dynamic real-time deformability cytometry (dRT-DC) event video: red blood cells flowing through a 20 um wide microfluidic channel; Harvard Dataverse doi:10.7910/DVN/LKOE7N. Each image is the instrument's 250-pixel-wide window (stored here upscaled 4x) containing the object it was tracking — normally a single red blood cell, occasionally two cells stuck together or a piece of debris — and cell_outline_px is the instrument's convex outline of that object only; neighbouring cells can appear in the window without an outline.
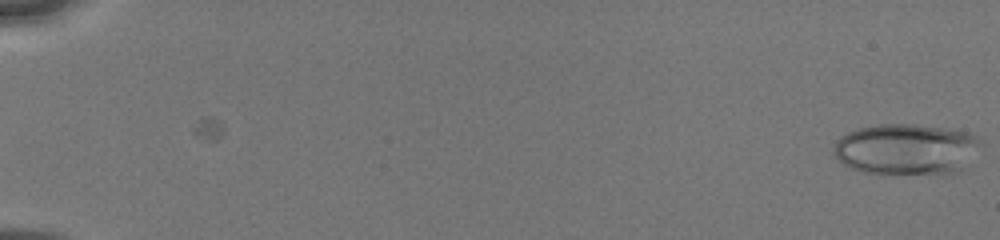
{"species": "human", "species_latin": "Homo sapiens", "temperature_condition": "cold", "stored_images_in_passage": 55, "camera_frame_rate_fps": 3000, "um_per_image_px": 0.085, "donor": {"sex": "male"}, "frame": {"image": 1, "passage_image": 1, "time_ms": 0.0, "image_size_px": [1000, 240], "cell_outline_px": [[980, 140], [960, 172], [888, 176], [884, 176], [864, 172], [852, 168], [844, 164], [836, 156], [832, 148], [836, 140], [840, 136], [848, 132], [860, 128], [876, 124], [916, 124], [944, 128], [968, 132], [976, 136]], "centroid_in_image_um": [76.94, 12.71], "position_along_channel_um": 8.1, "area_um2": 43.93}}
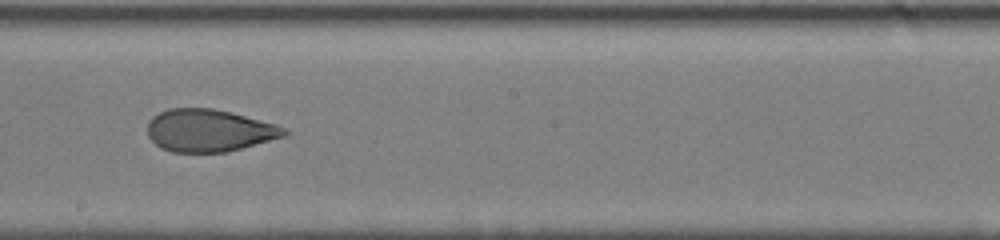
{"frame": {"image": 2, "passage_image": 39, "time_ms": 10.333, "image_size_px": [1000, 240], "cell_outline_px": [[288, 132], [284, 136], [240, 148], [224, 152], [172, 152], [160, 148], [148, 136], [148, 120], [152, 116], [168, 108], [212, 108], [232, 112], [276, 124], [284, 128]], "centroid_in_image_um": [17.73, 11.08], "position_along_channel_um": 230.5, "area_um2": 33.64}}
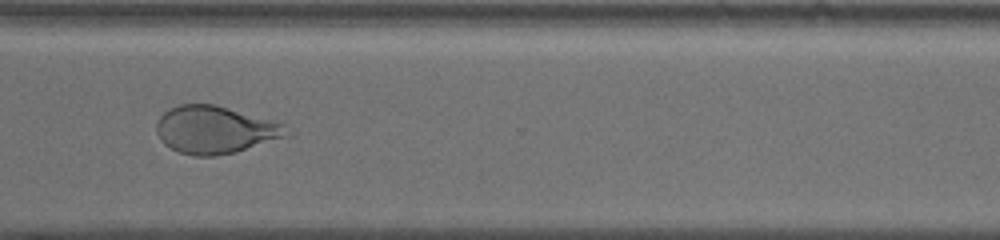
{"frame": {"image": 3, "passage_image": 54, "time_ms": 13.333, "image_size_px": [1000, 240], "cell_outline_px": [[292, 136], [236, 152], [216, 156], [196, 156], [180, 152], [164, 144], [160, 140], [156, 132], [156, 124], [160, 116], [168, 108], [180, 104], [216, 104], [284, 124]], "centroid_in_image_um": [18.3, 11.04], "position_along_channel_um": 352.3, "area_um2": 36.3}}